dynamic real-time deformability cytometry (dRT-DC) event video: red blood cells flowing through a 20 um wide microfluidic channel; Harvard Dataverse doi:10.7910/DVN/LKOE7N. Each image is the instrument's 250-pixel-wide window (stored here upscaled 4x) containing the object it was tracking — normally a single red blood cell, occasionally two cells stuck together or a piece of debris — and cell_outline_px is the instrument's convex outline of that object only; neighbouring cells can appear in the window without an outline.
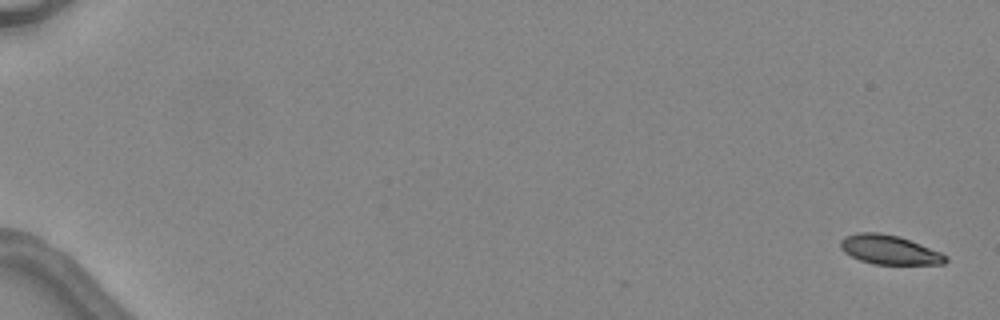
{"species": "common noctule bat (a hibernating species)", "species_latin": "Nyctalus noctula", "temperature_condition": "warm", "stored_images_in_passage": 4, "camera_frame_rate_fps": 3000, "um_per_image_px": 0.085, "animal": {"sex": "female", "body_mass_g": 24.6, "forearm_length_mm": 56.2}, "frame": {"image": 1, "passage_image": 1, "time_ms": 0.0, "image_size_px": [1000, 320], "cell_outline_px": [[948, 260], [944, 264], [872, 264], [860, 260], [844, 252], [840, 248], [840, 240], [844, 236], [856, 232], [880, 232], [900, 236], [940, 252], [948, 256]], "centroid_in_image_um": [75.57, 21.22], "position_along_channel_um": 9.4, "area_um2": 18.03}}